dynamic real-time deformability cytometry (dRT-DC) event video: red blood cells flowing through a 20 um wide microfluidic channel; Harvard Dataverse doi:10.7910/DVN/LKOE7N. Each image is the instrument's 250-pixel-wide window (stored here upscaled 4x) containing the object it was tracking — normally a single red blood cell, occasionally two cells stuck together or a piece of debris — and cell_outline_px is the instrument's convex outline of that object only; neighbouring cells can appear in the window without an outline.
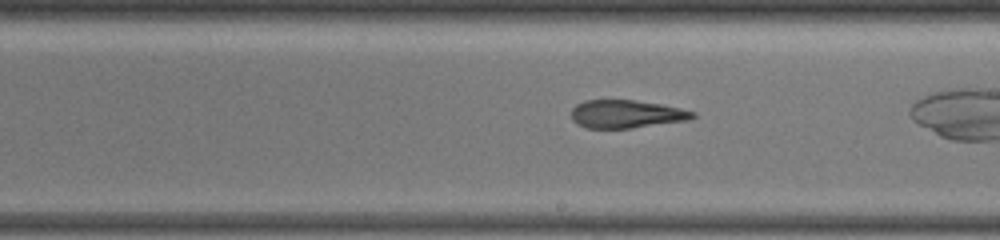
{"species": "common noctule bat (a hibernating species)", "species_latin": "Nyctalus noctula", "temperature_condition": "warm", "stored_images_in_passage": 17, "camera_frame_rate_fps": 3000, "um_per_image_px": 0.085, "animal": {"sex": "female", "body_mass_g": 19.5, "forearm_length_mm": 54.1}, "frame": {"image": 1, "passage_image": 12, "time_ms": 5.333, "image_size_px": [1000, 240], "cell_outline_px": [[696, 116], [688, 120], [632, 128], [584, 128], [576, 124], [572, 120], [572, 108], [576, 104], [584, 100], [636, 100], [660, 104], [680, 108], [696, 112]], "centroid_in_image_um": [53.21, 9.69], "position_along_channel_um": 235.8, "area_um2": 19.94}}